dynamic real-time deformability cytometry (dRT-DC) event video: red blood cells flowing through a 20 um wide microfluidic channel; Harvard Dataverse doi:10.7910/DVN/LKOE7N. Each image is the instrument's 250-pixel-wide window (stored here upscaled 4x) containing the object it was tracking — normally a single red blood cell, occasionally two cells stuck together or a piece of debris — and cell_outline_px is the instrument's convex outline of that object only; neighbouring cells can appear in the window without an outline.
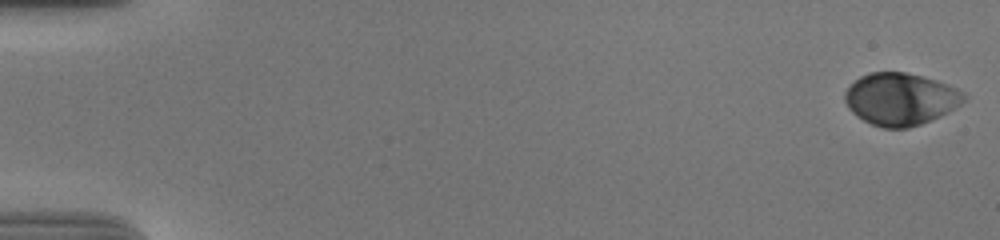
{"species": "human", "species_latin": "Homo sapiens", "temperature_condition": "cold", "stored_images_in_passage": 57, "camera_frame_rate_fps": 3000, "um_per_image_px": 0.085, "donor": {"sex": "male"}, "frame": {"image": 1, "passage_image": 1, "time_ms": 0.0, "image_size_px": [1000, 240], "cell_outline_px": [[964, 100], [960, 104], [948, 112], [940, 116], [920, 124], [908, 128], [884, 128], [872, 124], [856, 116], [848, 108], [844, 100], [844, 92], [860, 76], [868, 72], [904, 72], [936, 80], [948, 84], [964, 92]], "centroid_in_image_um": [76.52, 8.42], "position_along_channel_um": 8.5, "area_um2": 36.07}}
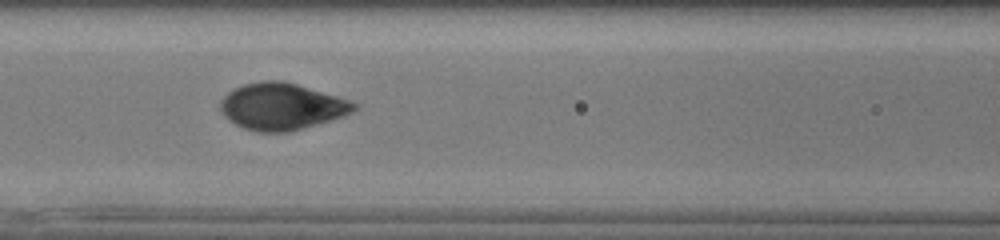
{"frame": {"image": 2, "passage_image": 26, "time_ms": 8.333, "image_size_px": [1000, 240], "cell_outline_px": [[360, 108], [344, 116], [288, 132], [256, 132], [244, 128], [228, 120], [224, 116], [220, 108], [220, 100], [228, 92], [244, 84], [260, 80], [280, 80], [296, 84], [336, 96], [348, 100], [356, 104]], "centroid_in_image_um": [23.92, 9.05], "position_along_channel_um": 142.7, "area_um2": 36.18}}
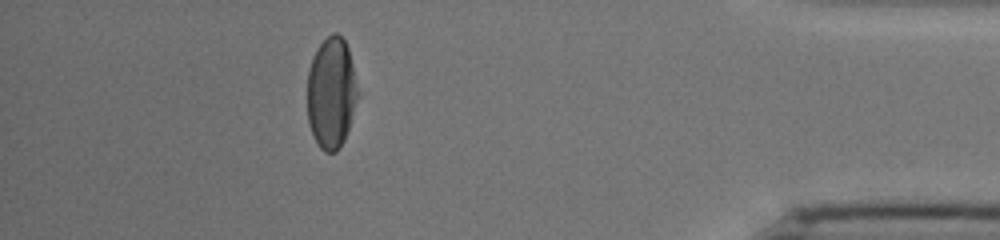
{"frame": {"image": 3, "passage_image": 51, "time_ms": 16.667, "image_size_px": [1000, 240], "cell_outline_px": [[360, 96], [344, 140], [340, 148], [336, 152], [324, 152], [320, 148], [312, 132], [308, 120], [308, 72], [316, 48], [332, 32], [336, 32], [344, 40], [348, 48]], "centroid_in_image_um": [28.19, 7.91], "position_along_channel_um": 407.0, "area_um2": 32.77}, "authors_computed_cell_mechanics": {"area_um2": 35.7204, "velocity_mm_per_s": 3.6842, "shape_relaxation_time_tau1_ms": 3.4267, "shape_relaxation_time_tau2_ms": null, "deformation_change_tau1": 0.1746, "deformation_change_tau2": null}}